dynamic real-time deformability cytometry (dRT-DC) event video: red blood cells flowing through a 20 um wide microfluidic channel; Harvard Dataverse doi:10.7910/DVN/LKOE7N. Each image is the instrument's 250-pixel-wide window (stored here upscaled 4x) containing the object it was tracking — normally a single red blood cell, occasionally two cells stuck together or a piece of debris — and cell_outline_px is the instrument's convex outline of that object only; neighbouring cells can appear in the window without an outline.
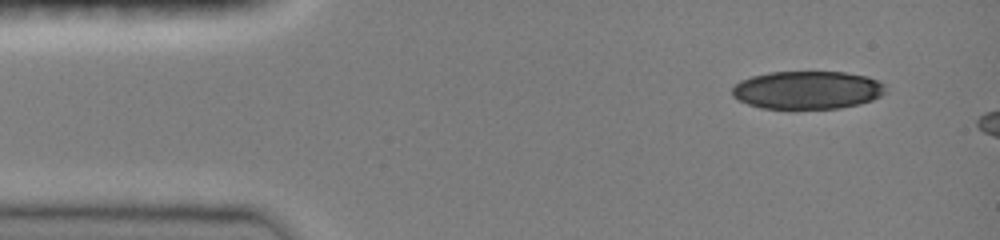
{"species": "common noctule bat (a hibernating species)", "species_latin": "Nyctalus noctula", "temperature_condition": "room temperature", "stored_images_in_passage": 9, "camera_frame_rate_fps": 3000, "um_per_image_px": 0.085, "animal": {"sex": "female", "body_mass_g": 19.0, "forearm_length_mm": 51.5}, "frame": {"image": 1, "passage_image": 4, "time_ms": 1.0, "image_size_px": [1000, 240], "cell_outline_px": [[888, 92], [872, 100], [860, 104], [840, 108], [760, 108], [748, 104], [732, 96], [732, 88], [740, 80], [752, 76], [768, 72], [844, 72], [868, 76], [880, 80], [888, 88]], "centroid_in_image_um": [68.68, 7.64], "position_along_channel_um": 16.3, "area_um2": 34.28}}